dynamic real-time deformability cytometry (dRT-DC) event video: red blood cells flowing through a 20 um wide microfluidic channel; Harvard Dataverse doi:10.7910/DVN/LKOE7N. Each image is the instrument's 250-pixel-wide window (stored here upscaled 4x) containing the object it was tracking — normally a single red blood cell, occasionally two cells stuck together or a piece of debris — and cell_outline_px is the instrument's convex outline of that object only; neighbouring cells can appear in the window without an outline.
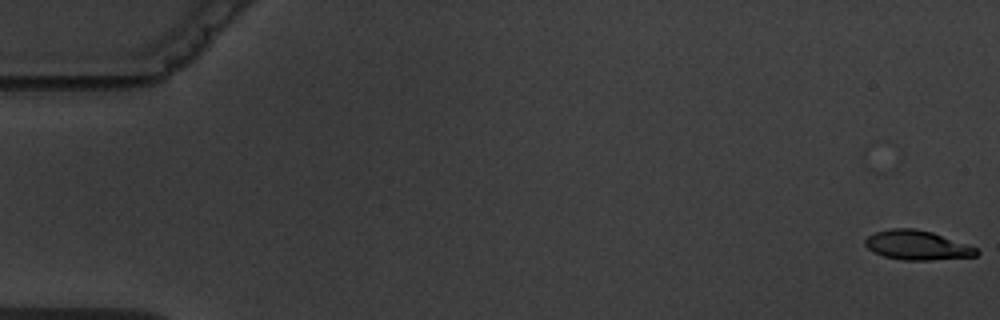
{"species": "common noctule bat (a hibernating species)", "species_latin": "Nyctalus noctula", "temperature_condition": "warm", "stored_images_in_passage": 6, "camera_frame_rate_fps": 3000, "um_per_image_px": 0.085, "animal": {"sex": "male", "body_mass_g": 19.5, "forearm_length_mm": 54.6}, "frame": {"image": 1, "passage_image": 1, "time_ms": 0.0, "image_size_px": [1000, 320], "cell_outline_px": [[980, 252], [976, 256], [928, 260], [904, 260], [884, 256], [868, 248], [864, 244], [864, 240], [868, 236], [876, 232], [892, 228], [916, 228], [932, 232], [976, 248]], "centroid_in_image_um": [77.94, 20.84], "position_along_channel_um": 7.1, "area_um2": 18.79}}
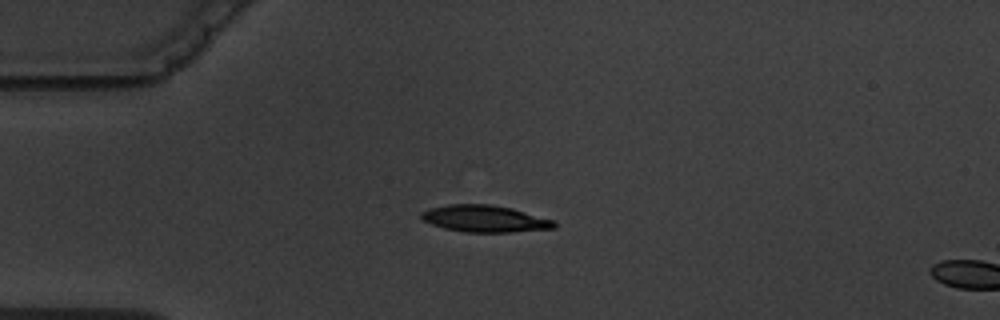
{"frame": {"image": 2, "passage_image": 5, "time_ms": 4.667, "image_size_px": [1000, 320], "cell_outline_px": [[556, 228], [512, 232], [464, 232], [444, 228], [432, 224], [424, 220], [420, 216], [420, 212], [428, 208], [448, 204], [492, 204], [512, 208], [556, 220]], "centroid_in_image_um": [41.23, 18.58], "position_along_channel_um": 43.8, "area_um2": 20.98}}